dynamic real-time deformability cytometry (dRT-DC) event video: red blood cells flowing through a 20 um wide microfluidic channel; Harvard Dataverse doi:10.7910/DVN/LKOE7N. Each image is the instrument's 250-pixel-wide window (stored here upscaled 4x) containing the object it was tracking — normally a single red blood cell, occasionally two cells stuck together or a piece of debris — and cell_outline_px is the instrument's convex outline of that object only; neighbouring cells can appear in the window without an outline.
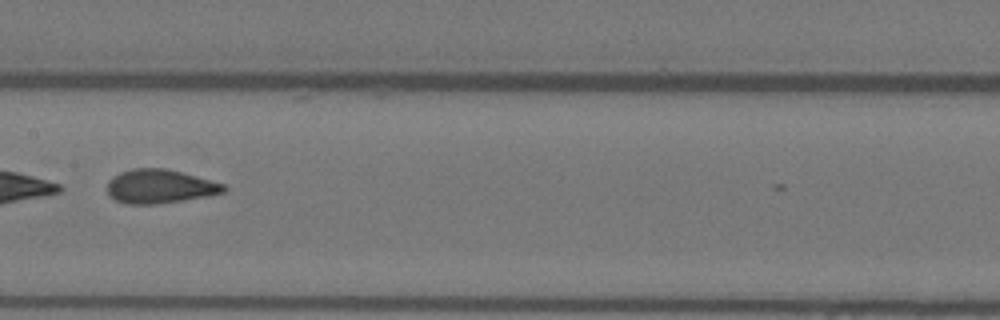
{"species": "Egyptian fruit bat (a non-hibernating species)", "species_latin": "Rousettus aegyptiacus", "temperature_condition": "warm", "stored_images_in_passage": 8, "camera_frame_rate_fps": 3000, "um_per_image_px": 0.085, "animal": {"sex": "female"}, "frame": {"image": 1, "passage_image": 8, "time_ms": 2.333, "image_size_px": [1000, 320], "cell_outline_px": [[228, 188], [224, 192], [208, 196], [184, 200], [156, 204], [124, 204], [108, 196], [108, 180], [112, 176], [120, 172], [132, 168], [164, 168], [196, 176], [224, 184]], "centroid_in_image_um": [13.55, 15.85], "position_along_channel_um": 193.8, "area_um2": 23.06}}